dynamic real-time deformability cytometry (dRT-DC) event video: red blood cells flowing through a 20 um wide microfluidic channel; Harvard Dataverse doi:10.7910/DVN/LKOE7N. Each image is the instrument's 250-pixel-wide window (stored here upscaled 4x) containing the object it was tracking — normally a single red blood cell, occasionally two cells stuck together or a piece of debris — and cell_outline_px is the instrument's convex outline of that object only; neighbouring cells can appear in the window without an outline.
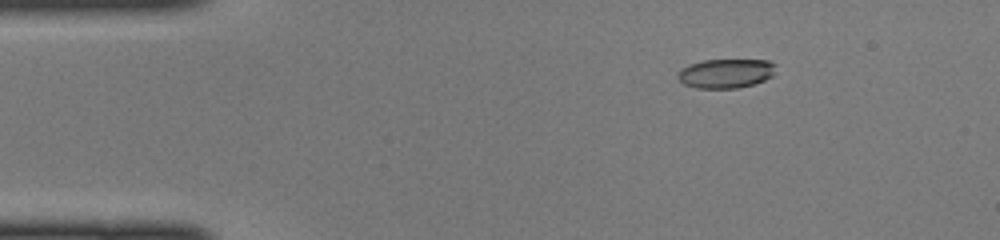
{"species": "common noctule bat (a hibernating species)", "species_latin": "Nyctalus noctula", "temperature_condition": "cold", "stored_images_in_passage": 41, "camera_frame_rate_fps": 3000, "um_per_image_px": 0.085, "animal": {"sex": "female", "body_mass_g": 22.0, "forearm_length_mm": 56.7}, "frame": {"image": 1, "passage_image": 1, "time_ms": 0.0, "image_size_px": [1000, 240], "cell_outline_px": [[776, 64], [772, 76], [764, 80], [752, 84], [736, 88], [696, 88], [684, 84], [676, 76], [676, 72], [680, 68], [688, 64], [704, 60], [768, 60]], "centroid_in_image_um": [61.65, 6.23], "position_along_channel_um": 23.4, "area_um2": 16.76}}
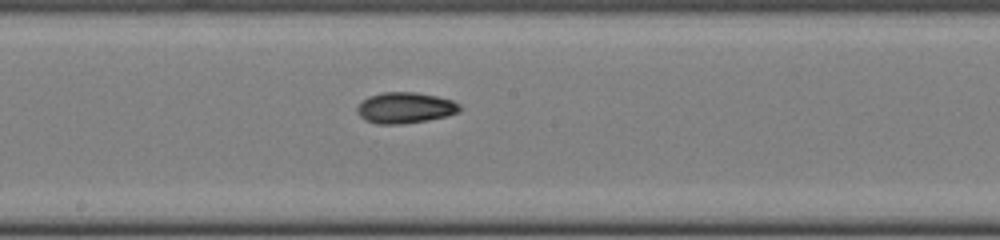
{"frame": {"image": 2, "passage_image": 19, "time_ms": 6.0, "image_size_px": [1000, 240], "cell_outline_px": [[460, 112], [448, 116], [428, 120], [400, 124], [376, 124], [364, 120], [356, 112], [356, 108], [360, 100], [368, 96], [384, 92], [416, 92], [436, 96], [452, 100], [460, 104]], "centroid_in_image_um": [34.4, 9.16], "position_along_channel_um": 213.8, "area_um2": 18.79}}
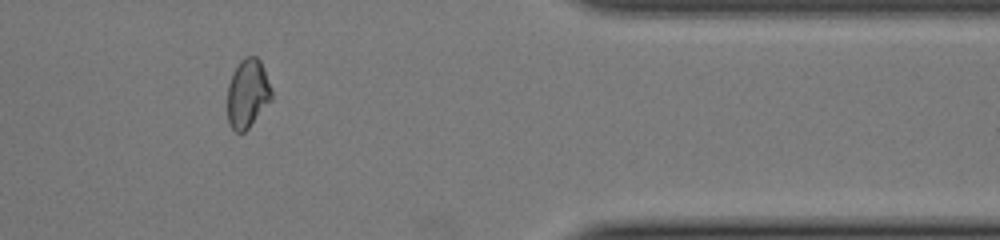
{"frame": {"image": 3, "passage_image": 33, "time_ms": 10.667, "image_size_px": [1000, 240], "cell_outline_px": [[272, 100], [248, 128], [244, 132], [236, 132], [228, 124], [228, 84], [232, 72], [240, 60], [244, 56], [256, 56], [260, 60], [272, 88]], "centroid_in_image_um": [21.05, 7.93], "position_along_channel_um": 390.4, "area_um2": 17.86}}